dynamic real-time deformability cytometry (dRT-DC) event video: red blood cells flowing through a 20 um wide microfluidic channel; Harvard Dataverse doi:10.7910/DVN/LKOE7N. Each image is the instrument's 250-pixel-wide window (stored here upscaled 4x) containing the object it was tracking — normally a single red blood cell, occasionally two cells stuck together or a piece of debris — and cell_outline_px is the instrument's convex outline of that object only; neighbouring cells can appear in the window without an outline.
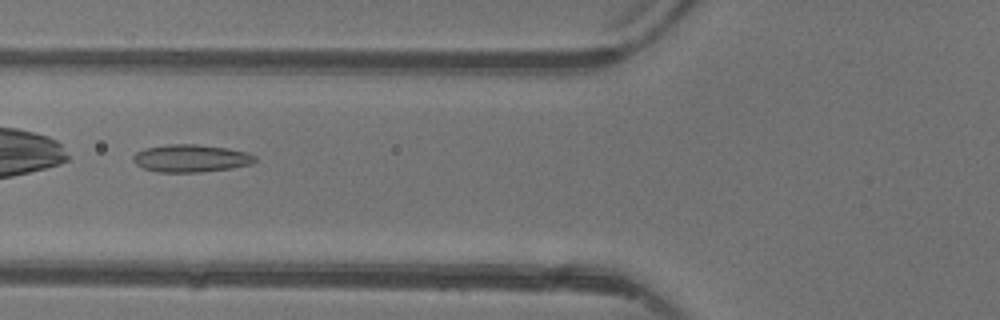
{"species": "common noctule bat (a hibernating species)", "species_latin": "Nyctalus noctula", "temperature_condition": "warm", "stored_images_in_passage": 5, "camera_frame_rate_fps": 3000, "um_per_image_px": 0.085, "animal": {"sex": "female"}, "frame": {"image": 1, "passage_image": 5, "time_ms": 5.667, "image_size_px": [1000, 320], "cell_outline_px": [[256, 160], [252, 164], [232, 168], [200, 172], [156, 172], [144, 168], [136, 164], [132, 160], [132, 156], [136, 152], [144, 148], [168, 144], [196, 144], [228, 148], [244, 152], [256, 156]], "centroid_in_image_um": [16.2, 13.45], "position_along_channel_um": 109.6, "area_um2": 19.65}}